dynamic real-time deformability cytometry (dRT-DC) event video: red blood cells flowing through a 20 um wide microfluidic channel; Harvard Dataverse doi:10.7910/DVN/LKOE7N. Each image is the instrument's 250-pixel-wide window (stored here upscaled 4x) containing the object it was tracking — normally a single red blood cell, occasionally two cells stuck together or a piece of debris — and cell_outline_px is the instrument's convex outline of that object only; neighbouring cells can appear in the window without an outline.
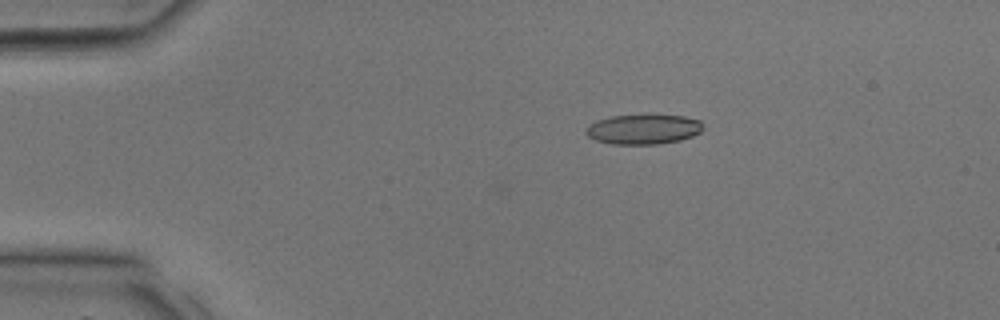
{"species": "common noctule bat (a hibernating species)", "species_latin": "Nyctalus noctula", "temperature_condition": "room temperature", "stored_images_in_passage": 2, "camera_frame_rate_fps": 3000, "um_per_image_px": 0.085, "animal": {"sex": "male", "body_mass_g": 17.9, "forearm_length_mm": 54.2}, "frame": {"image": 1, "passage_image": 2, "time_ms": 0.333, "image_size_px": [1000, 320], "cell_outline_px": [[704, 128], [700, 132], [692, 136], [680, 140], [660, 144], [612, 144], [596, 140], [588, 136], [584, 132], [584, 128], [588, 124], [596, 120], [612, 116], [684, 116], [700, 120], [704, 124]], "centroid_in_image_um": [54.67, 11.0], "position_along_channel_um": 30.3, "area_um2": 20.35}}